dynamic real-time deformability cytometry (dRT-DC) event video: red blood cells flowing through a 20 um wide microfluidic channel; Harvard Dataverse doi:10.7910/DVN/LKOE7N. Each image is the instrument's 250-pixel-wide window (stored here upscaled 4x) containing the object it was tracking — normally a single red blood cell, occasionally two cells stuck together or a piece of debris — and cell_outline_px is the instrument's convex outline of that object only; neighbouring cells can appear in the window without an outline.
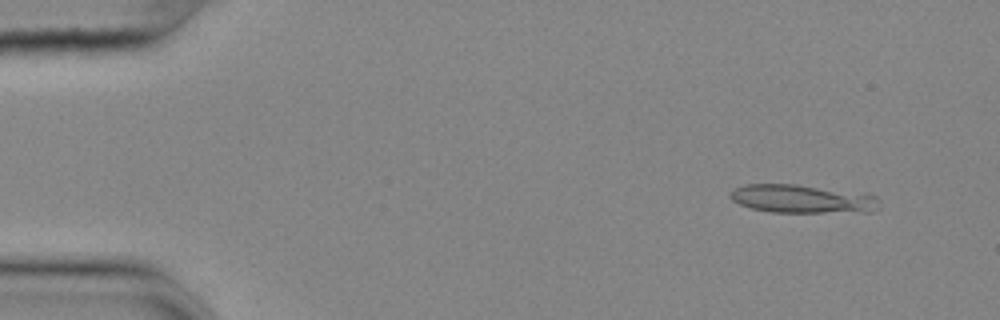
{"species": "common noctule bat (a hibernating species)", "species_latin": "Nyctalus noctula", "temperature_condition": "cold", "stored_images_in_passage": 10, "camera_frame_rate_fps": 3000, "um_per_image_px": 0.085, "animal": {"sex": "female", "body_mass_g": 25.1}, "frame": {"image": 1, "passage_image": 5, "time_ms": 1.333, "image_size_px": [1000, 320], "cell_outline_px": [[880, 208], [872, 212], [772, 212], [752, 208], [740, 204], [732, 200], [728, 196], [728, 192], [744, 184], [796, 184], [868, 192], [876, 196], [880, 200]], "centroid_in_image_um": [68.29, 16.89], "position_along_channel_um": 16.7, "area_um2": 25.32}}